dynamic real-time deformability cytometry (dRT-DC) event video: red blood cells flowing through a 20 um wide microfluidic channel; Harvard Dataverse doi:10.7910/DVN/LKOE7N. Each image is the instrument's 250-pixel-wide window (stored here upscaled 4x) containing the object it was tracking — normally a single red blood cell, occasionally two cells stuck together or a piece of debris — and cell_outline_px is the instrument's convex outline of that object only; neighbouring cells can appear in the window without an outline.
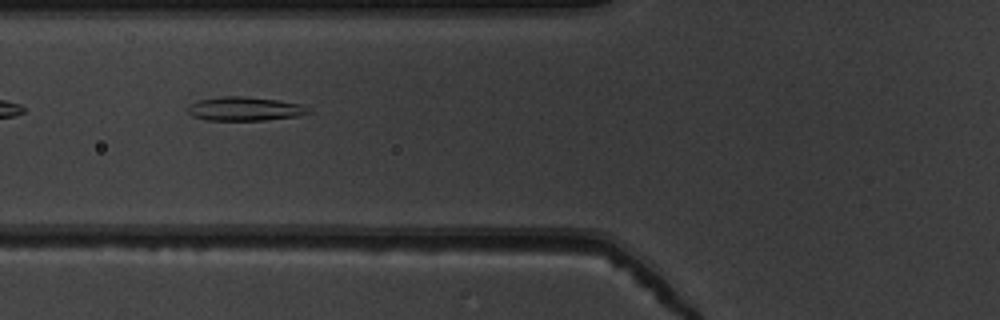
{"species": "common noctule bat (a hibernating species)", "species_latin": "Nyctalus noctula", "temperature_condition": "warm", "stored_images_in_passage": 36, "camera_frame_rate_fps": 3000, "um_per_image_px": 0.085, "animal": {"sex": "male", "body_mass_g": 19.5, "forearm_length_mm": 54.6}, "frame": {"image": 1, "passage_image": 4, "time_ms": 1.0, "image_size_px": [1000, 320], "cell_outline_px": [[312, 112], [296, 116], [268, 120], [208, 120], [192, 116], [188, 112], [188, 104], [200, 100], [220, 96], [240, 96], [276, 100], [300, 104], [308, 108]], "centroid_in_image_um": [20.78, 9.25], "position_along_channel_um": 105.0, "area_um2": 16.65}}
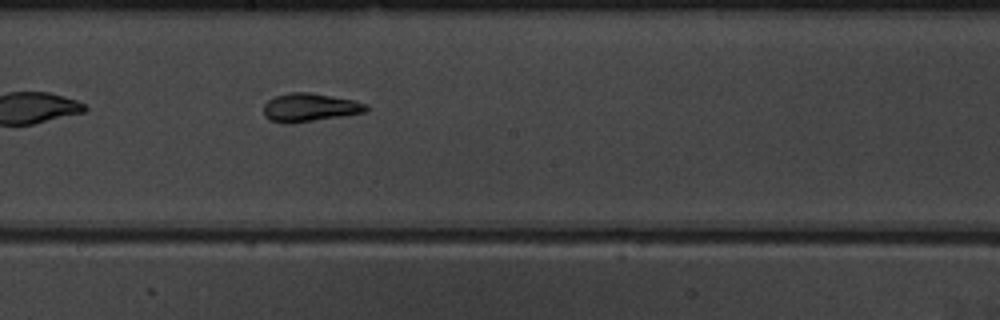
{"frame": {"image": 2, "passage_image": 13, "time_ms": 4.0, "image_size_px": [1000, 320], "cell_outline_px": [[368, 108], [364, 112], [340, 116], [288, 124], [284, 124], [268, 120], [264, 116], [264, 104], [268, 100], [276, 96], [288, 92], [308, 92], [356, 100], [368, 104]], "centroid_in_image_um": [26.29, 9.13], "position_along_channel_um": 221.9, "area_um2": 16.94}}
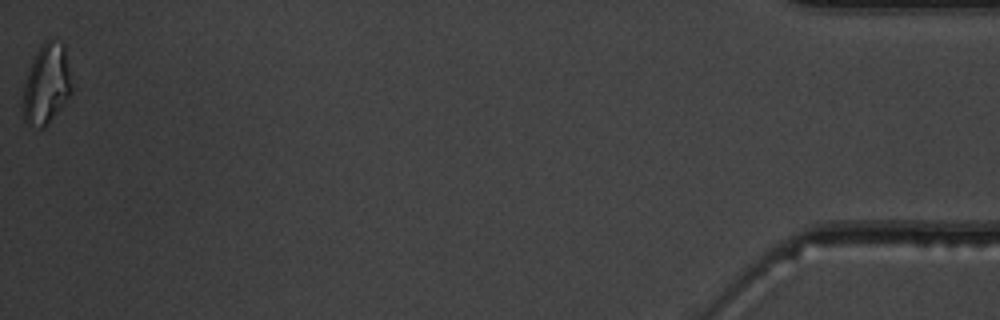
{"frame": {"image": 3, "passage_image": 36, "time_ms": 11.667, "image_size_px": [1000, 320], "cell_outline_px": [[72, 92], [68, 100], [44, 128], [40, 128], [28, 124], [24, 120], [20, 108], [20, 104], [24, 84], [32, 60], [40, 44], [48, 36], [52, 36], [64, 44], [72, 84]], "centroid_in_image_um": [3.93, 7.13], "position_along_channel_um": 431.3, "area_um2": 23.58}, "authors_computed_cell_mechanics": {"area_um2": 16.4441, "velocity_mm_per_s": 3.9033, "shape_relaxation_time_tau1_ms": 5.8287, "shape_relaxation_time_tau2_ms": 1.3859, "deformation_change_tau1": 0.2222, "deformation_change_tau2": 0.0942}}